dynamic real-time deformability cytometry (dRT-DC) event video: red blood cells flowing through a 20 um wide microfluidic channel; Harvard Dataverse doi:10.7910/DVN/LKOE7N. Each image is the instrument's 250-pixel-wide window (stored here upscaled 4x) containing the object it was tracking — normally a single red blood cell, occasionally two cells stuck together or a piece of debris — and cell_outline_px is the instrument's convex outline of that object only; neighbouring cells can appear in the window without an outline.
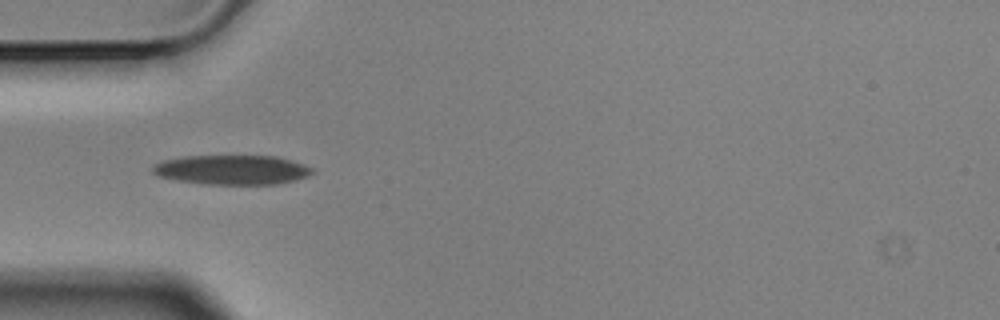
{"species": "Egyptian fruit bat (a non-hibernating species)", "species_latin": "Rousettus aegyptiacus", "temperature_condition": "cold", "stored_images_in_passage": 4, "camera_frame_rate_fps": 3000, "um_per_image_px": 0.085, "animal": {"sex": "male"}, "frame": {"image": 1, "passage_image": 3, "time_ms": 0.667, "image_size_px": [1000, 320], "cell_outline_px": [[316, 172], [308, 176], [296, 180], [280, 184], [208, 184], [176, 180], [156, 176], [152, 172], [152, 164], [164, 160], [184, 156], [276, 156], [292, 160], [304, 164], [312, 168]], "centroid_in_image_um": [19.73, 14.43], "position_along_channel_um": 65.3, "area_um2": 27.69}}
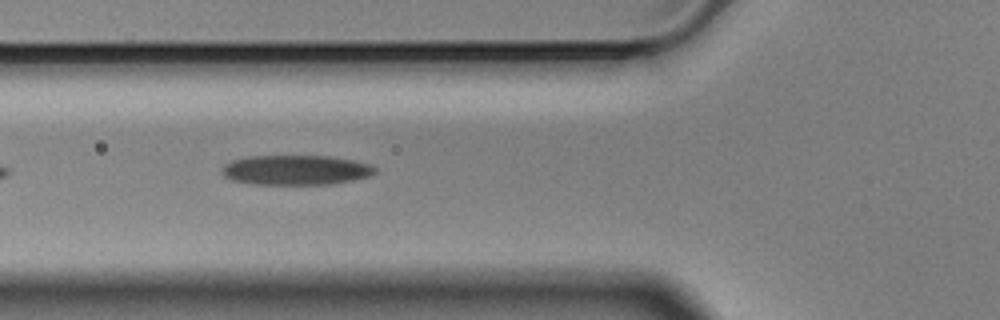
{"frame": {"image": 2, "passage_image": 4, "time_ms": 1.0, "image_size_px": [1000, 320], "cell_outline_px": [[376, 172], [368, 176], [352, 180], [332, 184], [252, 184], [232, 180], [224, 176], [224, 164], [232, 160], [252, 156], [328, 156], [352, 160], [372, 164], [376, 168]], "centroid_in_image_um": [25.17, 14.45], "position_along_channel_um": 100.6, "area_um2": 26.41}}